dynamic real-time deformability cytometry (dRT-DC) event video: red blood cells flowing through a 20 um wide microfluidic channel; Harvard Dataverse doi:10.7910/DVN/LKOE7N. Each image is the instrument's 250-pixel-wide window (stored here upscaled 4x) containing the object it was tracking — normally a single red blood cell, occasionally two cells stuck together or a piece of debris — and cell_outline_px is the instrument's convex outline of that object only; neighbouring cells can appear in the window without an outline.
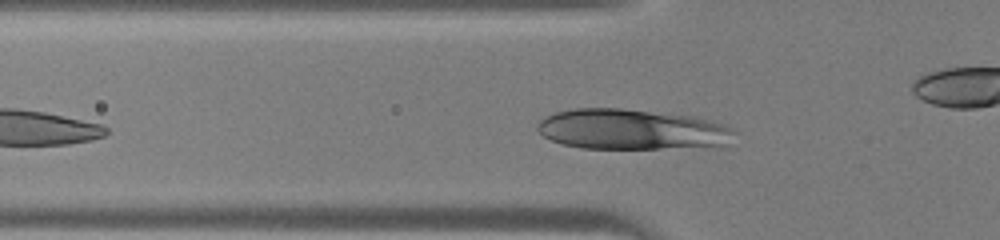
{"species": "human", "species_latin": "Homo sapiens", "temperature_condition": "warm", "stored_images_in_passage": 39, "camera_frame_rate_fps": 3000, "um_per_image_px": 0.085, "donor": {"sex": "male"}, "frame": {"image": 1, "passage_image": 12, "time_ms": 3.667, "image_size_px": [1000, 240], "cell_outline_px": [[736, 132], [724, 144], [712, 148], [580, 148], [564, 144], [552, 140], [544, 136], [536, 128], [536, 124], [544, 116], [556, 112], [576, 108], [620, 108], [696, 116], [724, 124], [732, 128]], "centroid_in_image_um": [53.72, 11.0], "position_along_channel_um": 72.1, "area_um2": 46.7}}
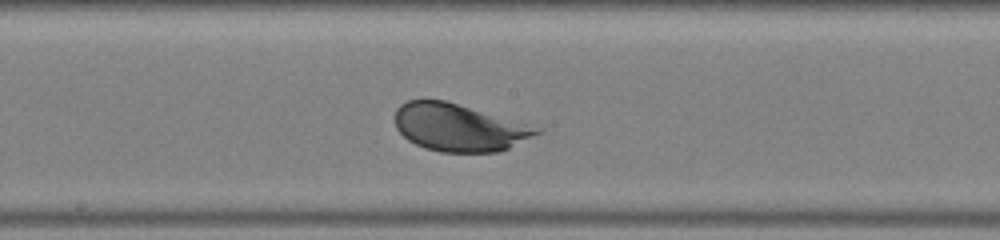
{"frame": {"image": 2, "passage_image": 21, "time_ms": 6.667, "image_size_px": [1000, 240], "cell_outline_px": [[544, 128], [540, 132], [508, 148], [496, 152], [440, 152], [424, 148], [408, 140], [396, 128], [396, 108], [400, 104], [408, 100], [444, 100]], "centroid_in_image_um": [39.0, 10.83], "position_along_channel_um": 209.2, "area_um2": 38.9}}
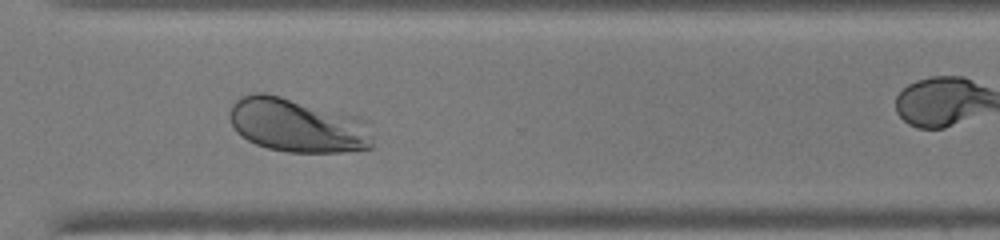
{"frame": {"image": 3, "passage_image": 30, "time_ms": 9.667, "image_size_px": [1000, 240], "cell_outline_px": [[372, 148], [344, 152], [288, 152], [268, 148], [256, 144], [240, 136], [236, 132], [228, 116], [228, 112], [232, 104], [236, 100], [252, 92], [264, 92], [360, 116], [368, 120], [372, 140]], "centroid_in_image_um": [25.3, 10.64], "position_along_channel_um": 345.3, "area_um2": 45.55}}